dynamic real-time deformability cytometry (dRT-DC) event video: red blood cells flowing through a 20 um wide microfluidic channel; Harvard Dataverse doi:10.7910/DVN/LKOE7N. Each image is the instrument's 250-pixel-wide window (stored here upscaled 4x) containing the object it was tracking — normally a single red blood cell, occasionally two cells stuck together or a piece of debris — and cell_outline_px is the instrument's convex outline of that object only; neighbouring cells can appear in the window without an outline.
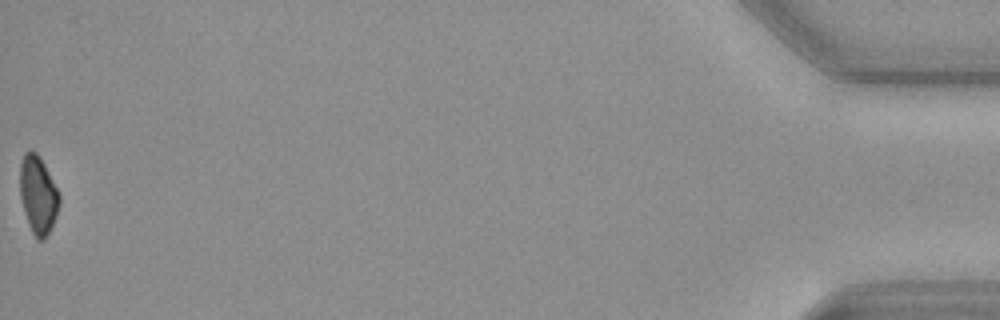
{"species": "common noctule bat (a hibernating species)", "species_latin": "Nyctalus noctula", "temperature_condition": "cold", "stored_images_in_passage": 42, "camera_frame_rate_fps": 3000, "um_per_image_px": 0.085, "animal": {"sex": "female", "body_mass_g": 19.3, "forearm_length_mm": 54.1}, "frame": {"image": 1, "passage_image": 42, "time_ms": 13.667, "image_size_px": [1000, 320], "cell_outline_px": [[60, 204], [56, 216], [44, 240], [36, 240], [28, 224], [20, 196], [20, 164], [24, 152], [36, 152], [40, 156], [60, 196]], "centroid_in_image_um": [3.23, 16.57], "position_along_channel_um": 432.0, "area_um2": 17.63}}